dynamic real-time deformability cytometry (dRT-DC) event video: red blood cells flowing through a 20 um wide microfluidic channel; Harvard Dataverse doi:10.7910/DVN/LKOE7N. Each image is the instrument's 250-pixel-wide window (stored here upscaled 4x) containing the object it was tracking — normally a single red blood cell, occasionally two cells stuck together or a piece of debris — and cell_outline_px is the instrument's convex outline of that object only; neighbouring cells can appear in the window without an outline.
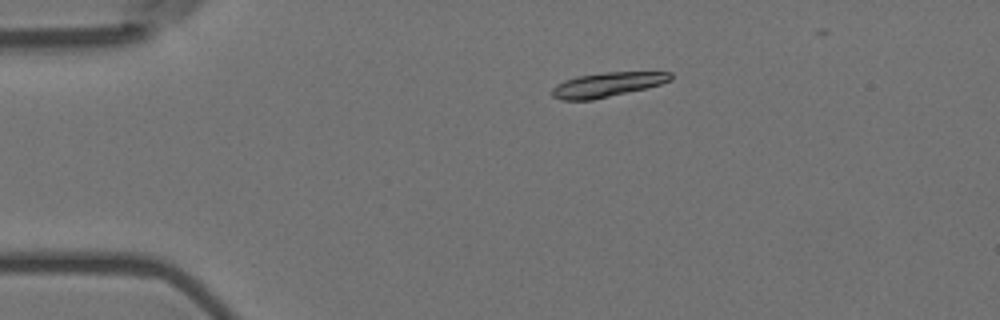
{"species": "Egyptian fruit bat (a non-hibernating species)", "species_latin": "Rousettus aegyptiacus", "temperature_condition": "room temperature", "stored_images_in_passage": 3, "camera_frame_rate_fps": 3000, "um_per_image_px": 0.085, "animal": {"sex": "female"}, "frame": {"image": 1, "passage_image": 1, "time_ms": 0.0, "image_size_px": [1000, 320], "cell_outline_px": [[672, 80], [660, 84], [644, 88], [592, 100], [560, 100], [552, 96], [552, 88], [556, 84], [564, 80], [576, 76], [604, 72], [672, 72]], "centroid_in_image_um": [51.57, 7.19], "position_along_channel_um": 33.4, "area_um2": 16.82}}
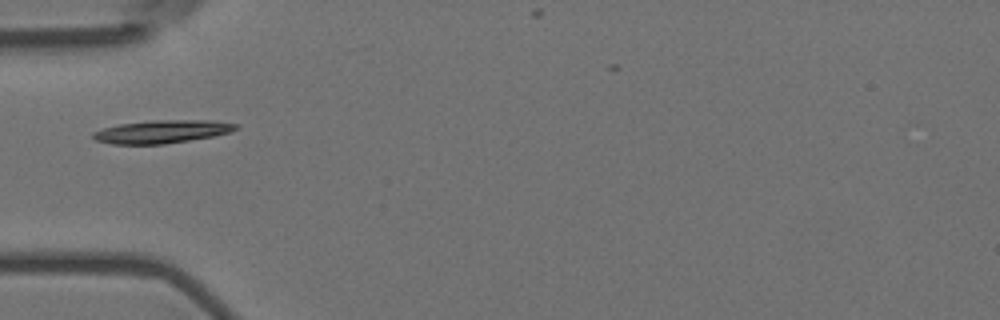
{"frame": {"image": 2, "passage_image": 3, "time_ms": 0.667, "image_size_px": [1000, 320], "cell_outline_px": [[240, 124], [236, 128], [228, 132], [212, 136], [164, 144], [112, 144], [96, 140], [92, 136], [92, 132], [104, 128], [120, 124], [156, 120], [212, 120]], "centroid_in_image_um": [13.75, 11.18], "position_along_channel_um": 71.2, "area_um2": 18.9}}